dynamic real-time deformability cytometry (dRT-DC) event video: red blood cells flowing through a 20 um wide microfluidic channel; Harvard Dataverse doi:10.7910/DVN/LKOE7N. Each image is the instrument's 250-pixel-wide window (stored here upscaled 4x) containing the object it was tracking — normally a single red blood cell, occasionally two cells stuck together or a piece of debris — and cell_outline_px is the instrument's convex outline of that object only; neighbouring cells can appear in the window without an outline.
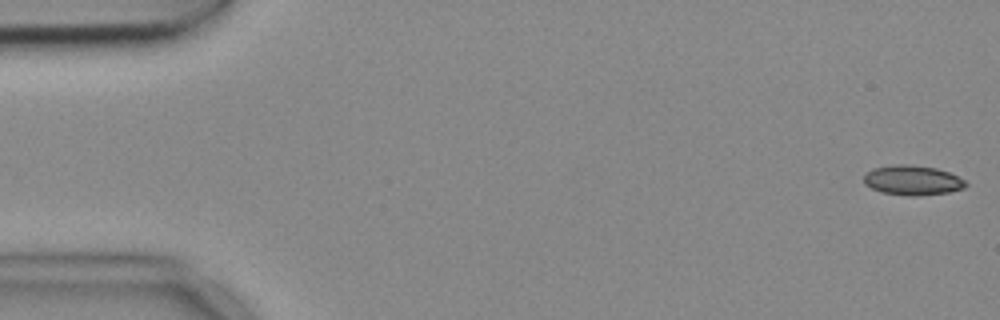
{"species": "common noctule bat (a hibernating species)", "species_latin": "Nyctalus noctula", "temperature_condition": "cold", "stored_images_in_passage": 54, "camera_frame_rate_fps": 3000, "um_per_image_px": 0.085, "animal": {"sex": "female", "body_mass_g": 18.4}, "frame": {"image": 1, "passage_image": 1, "time_ms": 0.0, "image_size_px": [1000, 320], "cell_outline_px": [[968, 184], [964, 188], [948, 192], [920, 196], [908, 196], [880, 192], [864, 184], [864, 176], [872, 168], [896, 164], [908, 164], [936, 168], [948, 172], [964, 180]], "centroid_in_image_um": [77.55, 15.33], "position_along_channel_um": 7.5, "area_um2": 17.69}}
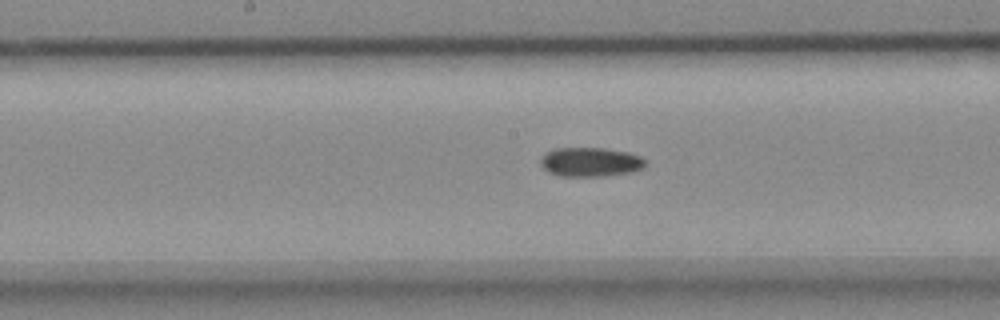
{"frame": {"image": 2, "passage_image": 27, "time_ms": 8.667, "image_size_px": [1000, 320], "cell_outline_px": [[648, 164], [644, 168], [632, 172], [604, 176], [560, 176], [548, 172], [540, 164], [540, 156], [544, 152], [552, 148], [604, 148], [628, 152], [640, 156], [648, 160]], "centroid_in_image_um": [50.19, 13.76], "position_along_channel_um": 198.0, "area_um2": 18.26}}
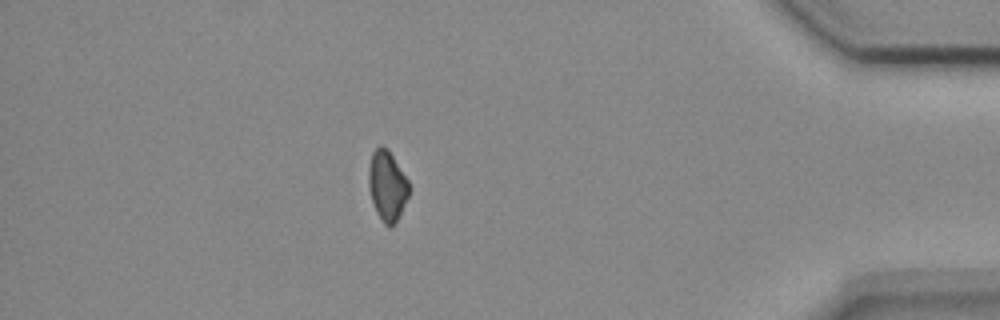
{"frame": {"image": 3, "passage_image": 47, "time_ms": 15.333, "image_size_px": [1000, 320], "cell_outline_px": [[408, 196], [392, 228], [388, 228], [380, 220], [376, 212], [368, 188], [368, 168], [372, 152], [380, 144], [388, 148], [408, 180]], "centroid_in_image_um": [32.88, 15.77], "position_along_channel_um": 402.3, "area_um2": 16.53}}